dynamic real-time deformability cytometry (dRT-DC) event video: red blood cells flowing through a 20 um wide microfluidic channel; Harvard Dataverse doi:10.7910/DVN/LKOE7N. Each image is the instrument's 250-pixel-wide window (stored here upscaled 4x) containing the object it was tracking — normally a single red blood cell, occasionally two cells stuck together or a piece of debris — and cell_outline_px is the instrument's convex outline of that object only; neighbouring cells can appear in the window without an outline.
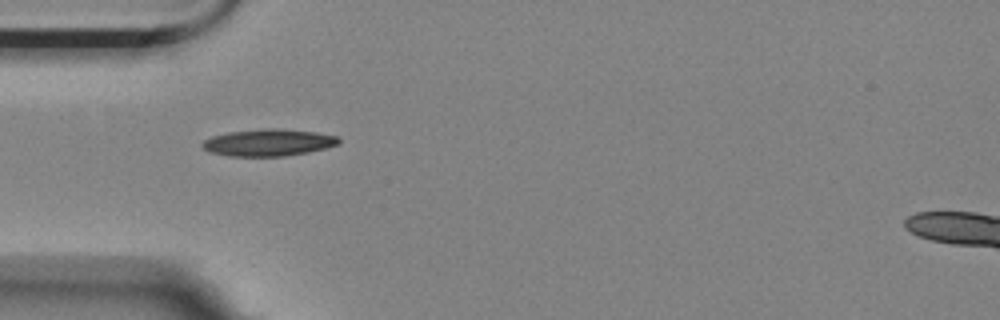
{"species": "Egyptian fruit bat (a non-hibernating species)", "species_latin": "Rousettus aegyptiacus", "temperature_condition": "room temperature", "stored_images_in_passage": 5, "camera_frame_rate_fps": 3000, "um_per_image_px": 0.085, "animal": {"sex": "female"}, "frame": {"image": 1, "passage_image": 5, "time_ms": 1.333, "image_size_px": [1000, 320], "cell_outline_px": [[340, 144], [308, 152], [284, 156], [228, 156], [208, 152], [200, 144], [204, 140], [212, 136], [228, 132], [264, 128], [280, 128], [316, 132], [340, 136]], "centroid_in_image_um": [22.82, 12.11], "position_along_channel_um": 62.2, "area_um2": 21.62}}